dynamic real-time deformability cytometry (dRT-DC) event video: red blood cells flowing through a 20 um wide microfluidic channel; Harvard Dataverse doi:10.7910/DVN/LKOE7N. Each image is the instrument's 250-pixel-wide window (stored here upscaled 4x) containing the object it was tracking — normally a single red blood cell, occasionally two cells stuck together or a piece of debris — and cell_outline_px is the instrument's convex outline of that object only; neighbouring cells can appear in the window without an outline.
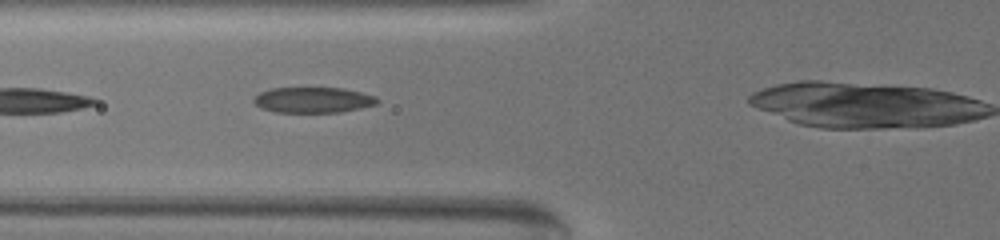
{"species": "common noctule bat (a hibernating species)", "species_latin": "Nyctalus noctula", "temperature_condition": "warm", "stored_images_in_passage": 9, "camera_frame_rate_fps": 3000, "um_per_image_px": 0.085, "animal": {"sex": "female", "body_mass_g": 19.5, "forearm_length_mm": 54.1}, "frame": {"image": 1, "passage_image": 4, "time_ms": 1.0, "image_size_px": [1000, 240], "cell_outline_px": [[380, 100], [376, 104], [360, 108], [340, 112], [272, 112], [260, 108], [252, 100], [260, 92], [272, 88], [344, 88], [376, 96]], "centroid_in_image_um": [26.61, 8.5], "position_along_channel_um": 99.2, "area_um2": 18.44}}